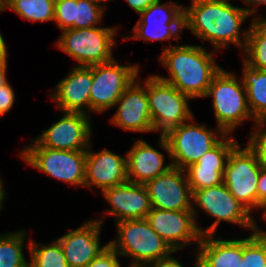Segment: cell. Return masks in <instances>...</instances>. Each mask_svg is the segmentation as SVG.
<instances>
[{
  "instance_id": "1",
  "label": "cell",
  "mask_w": 266,
  "mask_h": 267,
  "mask_svg": "<svg viewBox=\"0 0 266 267\" xmlns=\"http://www.w3.org/2000/svg\"><path fill=\"white\" fill-rule=\"evenodd\" d=\"M250 15L243 7L234 6L229 0H191L184 6V24L202 43L209 42L218 52L230 44L244 51L249 27L241 31Z\"/></svg>"
},
{
  "instance_id": "2",
  "label": "cell",
  "mask_w": 266,
  "mask_h": 267,
  "mask_svg": "<svg viewBox=\"0 0 266 267\" xmlns=\"http://www.w3.org/2000/svg\"><path fill=\"white\" fill-rule=\"evenodd\" d=\"M177 44L163 46L157 58L169 75L157 76L191 99L205 98L212 78L221 70L213 57L216 50L209 52L203 44Z\"/></svg>"
},
{
  "instance_id": "3",
  "label": "cell",
  "mask_w": 266,
  "mask_h": 267,
  "mask_svg": "<svg viewBox=\"0 0 266 267\" xmlns=\"http://www.w3.org/2000/svg\"><path fill=\"white\" fill-rule=\"evenodd\" d=\"M195 116L178 127L160 135L158 147L168 153L172 166L185 170L197 163L207 151L211 150L226 134L217 126L195 122Z\"/></svg>"
},
{
  "instance_id": "4",
  "label": "cell",
  "mask_w": 266,
  "mask_h": 267,
  "mask_svg": "<svg viewBox=\"0 0 266 267\" xmlns=\"http://www.w3.org/2000/svg\"><path fill=\"white\" fill-rule=\"evenodd\" d=\"M116 239L109 245L120 255L131 259L129 266L145 267L175 251L150 226L146 219L123 220L115 223Z\"/></svg>"
},
{
  "instance_id": "5",
  "label": "cell",
  "mask_w": 266,
  "mask_h": 267,
  "mask_svg": "<svg viewBox=\"0 0 266 267\" xmlns=\"http://www.w3.org/2000/svg\"><path fill=\"white\" fill-rule=\"evenodd\" d=\"M234 72L221 70L212 78L205 97H212L217 127L225 134L235 133V129L246 120H256L252 117L247 103L246 89L240 78Z\"/></svg>"
},
{
  "instance_id": "6",
  "label": "cell",
  "mask_w": 266,
  "mask_h": 267,
  "mask_svg": "<svg viewBox=\"0 0 266 267\" xmlns=\"http://www.w3.org/2000/svg\"><path fill=\"white\" fill-rule=\"evenodd\" d=\"M119 27L95 26L61 31L56 48L72 57L75 66H91L114 59L113 49L117 45Z\"/></svg>"
},
{
  "instance_id": "7",
  "label": "cell",
  "mask_w": 266,
  "mask_h": 267,
  "mask_svg": "<svg viewBox=\"0 0 266 267\" xmlns=\"http://www.w3.org/2000/svg\"><path fill=\"white\" fill-rule=\"evenodd\" d=\"M215 218L209 227L203 229L197 221L199 209ZM192 211L201 236L214 235L221 222H228L254 231L255 218L228 190L224 183L192 191ZM200 226V227H199Z\"/></svg>"
},
{
  "instance_id": "8",
  "label": "cell",
  "mask_w": 266,
  "mask_h": 267,
  "mask_svg": "<svg viewBox=\"0 0 266 267\" xmlns=\"http://www.w3.org/2000/svg\"><path fill=\"white\" fill-rule=\"evenodd\" d=\"M21 159L32 168L58 181L85 188L86 151H65L40 146L34 139L20 151Z\"/></svg>"
},
{
  "instance_id": "9",
  "label": "cell",
  "mask_w": 266,
  "mask_h": 267,
  "mask_svg": "<svg viewBox=\"0 0 266 267\" xmlns=\"http://www.w3.org/2000/svg\"><path fill=\"white\" fill-rule=\"evenodd\" d=\"M146 93L155 133L165 135L194 116L189 105L192 99L157 74L146 77Z\"/></svg>"
},
{
  "instance_id": "10",
  "label": "cell",
  "mask_w": 266,
  "mask_h": 267,
  "mask_svg": "<svg viewBox=\"0 0 266 267\" xmlns=\"http://www.w3.org/2000/svg\"><path fill=\"white\" fill-rule=\"evenodd\" d=\"M140 64L121 65L113 60L92 65V87L90 92V114L114 107L122 93L137 79Z\"/></svg>"
},
{
  "instance_id": "11",
  "label": "cell",
  "mask_w": 266,
  "mask_h": 267,
  "mask_svg": "<svg viewBox=\"0 0 266 267\" xmlns=\"http://www.w3.org/2000/svg\"><path fill=\"white\" fill-rule=\"evenodd\" d=\"M139 19L133 27V35L123 37L125 40H144L147 43L153 41H171L182 39L181 33L185 29L184 5L176 1L162 3L156 0L145 11L139 14Z\"/></svg>"
},
{
  "instance_id": "12",
  "label": "cell",
  "mask_w": 266,
  "mask_h": 267,
  "mask_svg": "<svg viewBox=\"0 0 266 267\" xmlns=\"http://www.w3.org/2000/svg\"><path fill=\"white\" fill-rule=\"evenodd\" d=\"M261 166L255 154L238 143L229 153L223 183L229 192L252 214L257 211V182ZM254 209V210H253Z\"/></svg>"
},
{
  "instance_id": "13",
  "label": "cell",
  "mask_w": 266,
  "mask_h": 267,
  "mask_svg": "<svg viewBox=\"0 0 266 267\" xmlns=\"http://www.w3.org/2000/svg\"><path fill=\"white\" fill-rule=\"evenodd\" d=\"M61 113L62 117L58 121L33 139L46 148L86 151L93 136L91 116L81 112L62 111Z\"/></svg>"
},
{
  "instance_id": "14",
  "label": "cell",
  "mask_w": 266,
  "mask_h": 267,
  "mask_svg": "<svg viewBox=\"0 0 266 267\" xmlns=\"http://www.w3.org/2000/svg\"><path fill=\"white\" fill-rule=\"evenodd\" d=\"M145 219L151 228L175 252L194 244H196V249H194L196 252L201 234L197 228L193 211H172L152 208Z\"/></svg>"
},
{
  "instance_id": "15",
  "label": "cell",
  "mask_w": 266,
  "mask_h": 267,
  "mask_svg": "<svg viewBox=\"0 0 266 267\" xmlns=\"http://www.w3.org/2000/svg\"><path fill=\"white\" fill-rule=\"evenodd\" d=\"M101 193L109 209L103 212L105 214L94 219L102 224L110 215L113 216L115 223L123 220L145 219L152 210L148 191L143 184L127 181L107 188Z\"/></svg>"
},
{
  "instance_id": "16",
  "label": "cell",
  "mask_w": 266,
  "mask_h": 267,
  "mask_svg": "<svg viewBox=\"0 0 266 267\" xmlns=\"http://www.w3.org/2000/svg\"><path fill=\"white\" fill-rule=\"evenodd\" d=\"M152 208L192 211V192L185 170L172 166L145 184Z\"/></svg>"
},
{
  "instance_id": "17",
  "label": "cell",
  "mask_w": 266,
  "mask_h": 267,
  "mask_svg": "<svg viewBox=\"0 0 266 267\" xmlns=\"http://www.w3.org/2000/svg\"><path fill=\"white\" fill-rule=\"evenodd\" d=\"M138 74L137 79L122 93L114 107L115 113L110 123L129 132H153L151 114L146 93V78L143 82Z\"/></svg>"
},
{
  "instance_id": "18",
  "label": "cell",
  "mask_w": 266,
  "mask_h": 267,
  "mask_svg": "<svg viewBox=\"0 0 266 267\" xmlns=\"http://www.w3.org/2000/svg\"><path fill=\"white\" fill-rule=\"evenodd\" d=\"M103 224L90 218L78 228L69 229L56 240L61 245L69 267H86L104 251L109 242L101 246L100 235Z\"/></svg>"
},
{
  "instance_id": "19",
  "label": "cell",
  "mask_w": 266,
  "mask_h": 267,
  "mask_svg": "<svg viewBox=\"0 0 266 267\" xmlns=\"http://www.w3.org/2000/svg\"><path fill=\"white\" fill-rule=\"evenodd\" d=\"M92 65L74 66L66 77L58 81L49 94L61 112L90 114Z\"/></svg>"
},
{
  "instance_id": "20",
  "label": "cell",
  "mask_w": 266,
  "mask_h": 267,
  "mask_svg": "<svg viewBox=\"0 0 266 267\" xmlns=\"http://www.w3.org/2000/svg\"><path fill=\"white\" fill-rule=\"evenodd\" d=\"M92 142L86 150L85 188L103 190L123 184L127 179L126 157L104 148L94 152ZM94 187V188H93Z\"/></svg>"
},
{
  "instance_id": "21",
  "label": "cell",
  "mask_w": 266,
  "mask_h": 267,
  "mask_svg": "<svg viewBox=\"0 0 266 267\" xmlns=\"http://www.w3.org/2000/svg\"><path fill=\"white\" fill-rule=\"evenodd\" d=\"M237 144L234 136L226 134L211 150L200 157L197 163L185 169L191 192L223 183L228 155Z\"/></svg>"
},
{
  "instance_id": "22",
  "label": "cell",
  "mask_w": 266,
  "mask_h": 267,
  "mask_svg": "<svg viewBox=\"0 0 266 267\" xmlns=\"http://www.w3.org/2000/svg\"><path fill=\"white\" fill-rule=\"evenodd\" d=\"M133 140L135 141L133 146L125 155L128 181L145 185L172 167L171 162L165 164L163 152L142 138Z\"/></svg>"
},
{
  "instance_id": "23",
  "label": "cell",
  "mask_w": 266,
  "mask_h": 267,
  "mask_svg": "<svg viewBox=\"0 0 266 267\" xmlns=\"http://www.w3.org/2000/svg\"><path fill=\"white\" fill-rule=\"evenodd\" d=\"M105 7L94 0H55L54 22L61 31L100 26Z\"/></svg>"
},
{
  "instance_id": "24",
  "label": "cell",
  "mask_w": 266,
  "mask_h": 267,
  "mask_svg": "<svg viewBox=\"0 0 266 267\" xmlns=\"http://www.w3.org/2000/svg\"><path fill=\"white\" fill-rule=\"evenodd\" d=\"M201 267H241L242 239H224L214 235L201 236L197 250Z\"/></svg>"
},
{
  "instance_id": "25",
  "label": "cell",
  "mask_w": 266,
  "mask_h": 267,
  "mask_svg": "<svg viewBox=\"0 0 266 267\" xmlns=\"http://www.w3.org/2000/svg\"><path fill=\"white\" fill-rule=\"evenodd\" d=\"M242 76L247 103L256 121H266V70L253 69L242 60Z\"/></svg>"
},
{
  "instance_id": "26",
  "label": "cell",
  "mask_w": 266,
  "mask_h": 267,
  "mask_svg": "<svg viewBox=\"0 0 266 267\" xmlns=\"http://www.w3.org/2000/svg\"><path fill=\"white\" fill-rule=\"evenodd\" d=\"M28 233L25 229L0 233V267H28L29 260L24 255V248L29 250L30 241L24 243ZM25 244V246H24Z\"/></svg>"
},
{
  "instance_id": "27",
  "label": "cell",
  "mask_w": 266,
  "mask_h": 267,
  "mask_svg": "<svg viewBox=\"0 0 266 267\" xmlns=\"http://www.w3.org/2000/svg\"><path fill=\"white\" fill-rule=\"evenodd\" d=\"M55 0H11L3 10H11L31 23L54 21Z\"/></svg>"
},
{
  "instance_id": "28",
  "label": "cell",
  "mask_w": 266,
  "mask_h": 267,
  "mask_svg": "<svg viewBox=\"0 0 266 267\" xmlns=\"http://www.w3.org/2000/svg\"><path fill=\"white\" fill-rule=\"evenodd\" d=\"M30 267H69L63 249L55 239L49 244H41L29 239Z\"/></svg>"
},
{
  "instance_id": "29",
  "label": "cell",
  "mask_w": 266,
  "mask_h": 267,
  "mask_svg": "<svg viewBox=\"0 0 266 267\" xmlns=\"http://www.w3.org/2000/svg\"><path fill=\"white\" fill-rule=\"evenodd\" d=\"M242 60L253 69L266 70V34L251 21Z\"/></svg>"
},
{
  "instance_id": "30",
  "label": "cell",
  "mask_w": 266,
  "mask_h": 267,
  "mask_svg": "<svg viewBox=\"0 0 266 267\" xmlns=\"http://www.w3.org/2000/svg\"><path fill=\"white\" fill-rule=\"evenodd\" d=\"M242 238L241 267H266V237L254 231Z\"/></svg>"
},
{
  "instance_id": "31",
  "label": "cell",
  "mask_w": 266,
  "mask_h": 267,
  "mask_svg": "<svg viewBox=\"0 0 266 267\" xmlns=\"http://www.w3.org/2000/svg\"><path fill=\"white\" fill-rule=\"evenodd\" d=\"M253 128L247 147L255 154L259 165L266 168V121H256Z\"/></svg>"
},
{
  "instance_id": "32",
  "label": "cell",
  "mask_w": 266,
  "mask_h": 267,
  "mask_svg": "<svg viewBox=\"0 0 266 267\" xmlns=\"http://www.w3.org/2000/svg\"><path fill=\"white\" fill-rule=\"evenodd\" d=\"M120 255L110 246L94 258L86 267H122Z\"/></svg>"
},
{
  "instance_id": "33",
  "label": "cell",
  "mask_w": 266,
  "mask_h": 267,
  "mask_svg": "<svg viewBox=\"0 0 266 267\" xmlns=\"http://www.w3.org/2000/svg\"><path fill=\"white\" fill-rule=\"evenodd\" d=\"M15 103V92L10 82L0 88V117L9 112Z\"/></svg>"
},
{
  "instance_id": "34",
  "label": "cell",
  "mask_w": 266,
  "mask_h": 267,
  "mask_svg": "<svg viewBox=\"0 0 266 267\" xmlns=\"http://www.w3.org/2000/svg\"><path fill=\"white\" fill-rule=\"evenodd\" d=\"M266 203V168L261 167L260 176L257 182V210Z\"/></svg>"
},
{
  "instance_id": "35",
  "label": "cell",
  "mask_w": 266,
  "mask_h": 267,
  "mask_svg": "<svg viewBox=\"0 0 266 267\" xmlns=\"http://www.w3.org/2000/svg\"><path fill=\"white\" fill-rule=\"evenodd\" d=\"M145 267H184L176 257L170 256L148 263Z\"/></svg>"
},
{
  "instance_id": "36",
  "label": "cell",
  "mask_w": 266,
  "mask_h": 267,
  "mask_svg": "<svg viewBox=\"0 0 266 267\" xmlns=\"http://www.w3.org/2000/svg\"><path fill=\"white\" fill-rule=\"evenodd\" d=\"M131 9L140 14L145 11L156 0H125Z\"/></svg>"
},
{
  "instance_id": "37",
  "label": "cell",
  "mask_w": 266,
  "mask_h": 267,
  "mask_svg": "<svg viewBox=\"0 0 266 267\" xmlns=\"http://www.w3.org/2000/svg\"><path fill=\"white\" fill-rule=\"evenodd\" d=\"M244 4H247V6H250L249 8L245 7L243 10H245L250 17L254 16L253 18H257L258 10L257 8L261 5L266 6V0H241ZM257 7V8H256ZM255 14V15H254Z\"/></svg>"
},
{
  "instance_id": "38",
  "label": "cell",
  "mask_w": 266,
  "mask_h": 267,
  "mask_svg": "<svg viewBox=\"0 0 266 267\" xmlns=\"http://www.w3.org/2000/svg\"><path fill=\"white\" fill-rule=\"evenodd\" d=\"M8 59L0 62V88L6 85L9 81L7 79Z\"/></svg>"
},
{
  "instance_id": "39",
  "label": "cell",
  "mask_w": 266,
  "mask_h": 267,
  "mask_svg": "<svg viewBox=\"0 0 266 267\" xmlns=\"http://www.w3.org/2000/svg\"><path fill=\"white\" fill-rule=\"evenodd\" d=\"M2 12L3 11H0V14ZM3 37L4 36L1 34V31H0V62L8 58V47Z\"/></svg>"
},
{
  "instance_id": "40",
  "label": "cell",
  "mask_w": 266,
  "mask_h": 267,
  "mask_svg": "<svg viewBox=\"0 0 266 267\" xmlns=\"http://www.w3.org/2000/svg\"><path fill=\"white\" fill-rule=\"evenodd\" d=\"M262 210L261 215L263 214V216H261L265 222H266V203L262 205L260 211ZM254 232L258 235L264 236L266 237V231H264L263 229L260 228V226L258 227V224L256 223L255 220V227H254Z\"/></svg>"
},
{
  "instance_id": "41",
  "label": "cell",
  "mask_w": 266,
  "mask_h": 267,
  "mask_svg": "<svg viewBox=\"0 0 266 267\" xmlns=\"http://www.w3.org/2000/svg\"><path fill=\"white\" fill-rule=\"evenodd\" d=\"M2 179L3 178L0 176V211L3 208L4 201L7 199L6 198L7 197L6 190L3 188L4 187V181Z\"/></svg>"
},
{
  "instance_id": "42",
  "label": "cell",
  "mask_w": 266,
  "mask_h": 267,
  "mask_svg": "<svg viewBox=\"0 0 266 267\" xmlns=\"http://www.w3.org/2000/svg\"><path fill=\"white\" fill-rule=\"evenodd\" d=\"M256 25H266V17L258 14L257 18L251 19Z\"/></svg>"
},
{
  "instance_id": "43",
  "label": "cell",
  "mask_w": 266,
  "mask_h": 267,
  "mask_svg": "<svg viewBox=\"0 0 266 267\" xmlns=\"http://www.w3.org/2000/svg\"><path fill=\"white\" fill-rule=\"evenodd\" d=\"M11 0H0V11H3Z\"/></svg>"
},
{
  "instance_id": "44",
  "label": "cell",
  "mask_w": 266,
  "mask_h": 267,
  "mask_svg": "<svg viewBox=\"0 0 266 267\" xmlns=\"http://www.w3.org/2000/svg\"><path fill=\"white\" fill-rule=\"evenodd\" d=\"M266 34V25H257Z\"/></svg>"
},
{
  "instance_id": "45",
  "label": "cell",
  "mask_w": 266,
  "mask_h": 267,
  "mask_svg": "<svg viewBox=\"0 0 266 267\" xmlns=\"http://www.w3.org/2000/svg\"><path fill=\"white\" fill-rule=\"evenodd\" d=\"M195 265H193L194 267H201L200 264L197 263V254H195Z\"/></svg>"
},
{
  "instance_id": "46",
  "label": "cell",
  "mask_w": 266,
  "mask_h": 267,
  "mask_svg": "<svg viewBox=\"0 0 266 267\" xmlns=\"http://www.w3.org/2000/svg\"><path fill=\"white\" fill-rule=\"evenodd\" d=\"M94 1H97V2H99L100 4H102V3H104V2H108V1H111V0H94Z\"/></svg>"
}]
</instances>
